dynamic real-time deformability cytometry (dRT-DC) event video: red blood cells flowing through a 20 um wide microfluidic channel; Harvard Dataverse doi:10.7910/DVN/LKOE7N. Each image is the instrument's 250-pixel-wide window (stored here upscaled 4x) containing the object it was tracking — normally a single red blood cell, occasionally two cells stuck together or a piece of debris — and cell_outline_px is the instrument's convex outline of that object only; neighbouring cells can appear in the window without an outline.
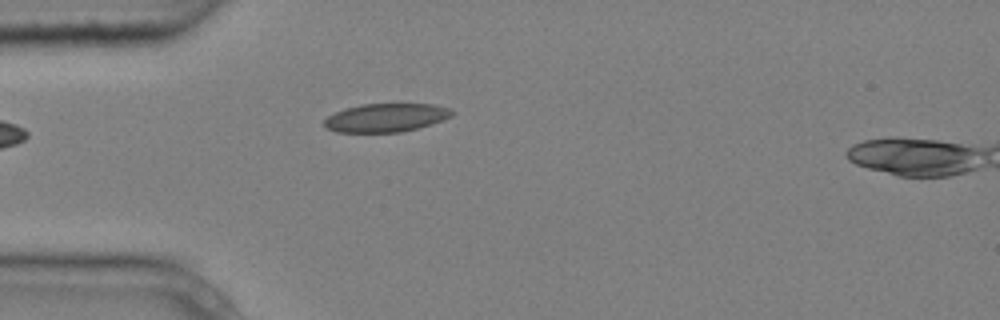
{"species": "common noctule bat (a hibernating species)", "species_latin": "Nyctalus noctula", "temperature_condition": "cold", "stored_images_in_passage": 4, "camera_frame_rate_fps": 3000, "um_per_image_px": 0.085, "animal": {"sex": "male", "body_mass_g": 20.4}, "frame": {"image": 1, "passage_image": 4, "time_ms": 1.0, "image_size_px": [1000, 320], "cell_outline_px": [[456, 112], [452, 116], [444, 120], [432, 124], [400, 132], [336, 132], [328, 128], [324, 124], [324, 120], [328, 116], [344, 108], [360, 104], [432, 104], [448, 108]], "centroid_in_image_um": [32.83, 10.0], "position_along_channel_um": 52.2, "area_um2": 21.15}}